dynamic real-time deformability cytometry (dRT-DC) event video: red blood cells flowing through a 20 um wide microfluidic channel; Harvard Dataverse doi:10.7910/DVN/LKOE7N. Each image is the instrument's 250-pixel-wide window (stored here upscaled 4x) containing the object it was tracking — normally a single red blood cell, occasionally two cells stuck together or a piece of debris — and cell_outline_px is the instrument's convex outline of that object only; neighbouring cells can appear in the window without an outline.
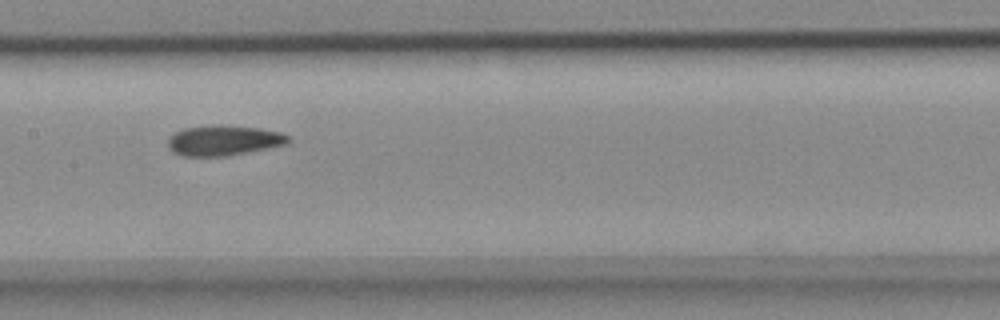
{"species": "common noctule bat (a hibernating species)", "species_latin": "Nyctalus noctula", "temperature_condition": "cold", "stored_images_in_passage": 10, "camera_frame_rate_fps": 3000, "um_per_image_px": 0.085, "animal": {"sex": "female", "body_mass_g": 18.4}, "frame": {"image": 1, "passage_image": 7, "time_ms": 2.0, "image_size_px": [1000, 320], "cell_outline_px": [[292, 140], [288, 144], [268, 148], [220, 156], [184, 156], [176, 152], [168, 144], [168, 140], [176, 132], [184, 128], [212, 124], [220, 124], [260, 128], [280, 132], [288, 136]], "centroid_in_image_um": [19.06, 11.91], "position_along_channel_um": 188.3, "area_um2": 20.98}}
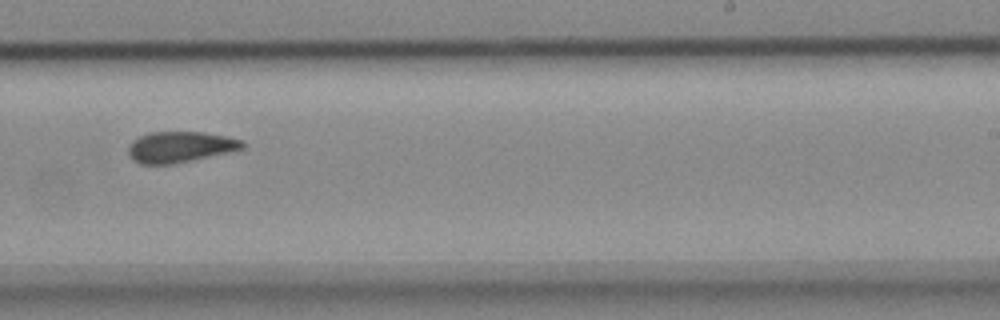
{"frame": {"image": 2, "passage_image": 9, "time_ms": 2.667, "image_size_px": [1000, 320], "cell_outline_px": [[244, 148], [228, 152], [176, 164], [140, 164], [132, 160], [128, 152], [128, 148], [132, 140], [148, 132], [204, 132], [244, 140]], "centroid_in_image_um": [15.28, 12.49], "position_along_channel_um": 273.7, "area_um2": 20.63}}
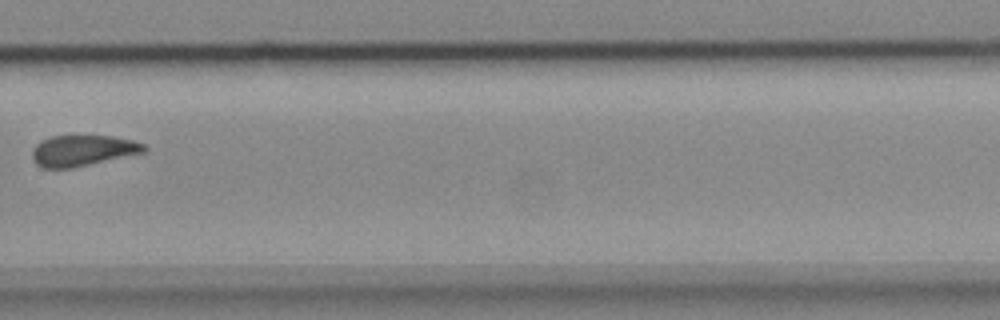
{"frame": {"image": 3, "passage_image": 10, "time_ms": 3.0, "image_size_px": [1000, 320], "cell_outline_px": [[148, 148], [144, 152], [72, 168], [44, 168], [36, 164], [32, 160], [32, 148], [36, 144], [52, 136], [112, 136], [132, 140], [144, 144]], "centroid_in_image_um": [7.01, 12.8], "position_along_channel_um": 322.8, "area_um2": 20.0}}